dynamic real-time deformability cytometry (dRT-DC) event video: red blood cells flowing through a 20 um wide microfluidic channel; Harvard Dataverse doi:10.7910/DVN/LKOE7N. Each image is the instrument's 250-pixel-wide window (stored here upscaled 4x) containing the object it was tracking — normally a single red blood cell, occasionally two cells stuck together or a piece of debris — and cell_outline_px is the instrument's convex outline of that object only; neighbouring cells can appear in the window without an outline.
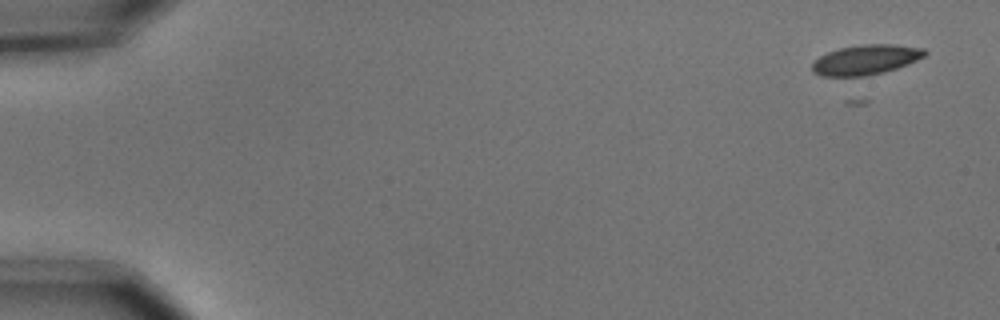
{"species": "common noctule bat (a hibernating species)", "species_latin": "Nyctalus noctula", "temperature_condition": "cold", "stored_images_in_passage": 5, "camera_frame_rate_fps": 3000, "um_per_image_px": 0.085, "animal": {"sex": "male", "body_mass_g": 15.6}, "frame": {"image": 1, "passage_image": 1, "time_ms": 0.0, "image_size_px": [1000, 320], "cell_outline_px": [[928, 52], [924, 56], [908, 64], [884, 72], [864, 76], [820, 76], [812, 72], [812, 60], [828, 52], [840, 48], [860, 44], [892, 44], [924, 48]], "centroid_in_image_um": [73.56, 5.07], "position_along_channel_um": 11.4, "area_um2": 19.71}}
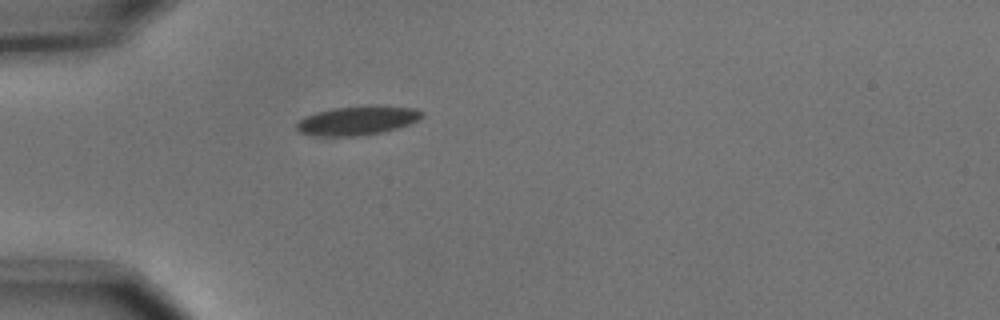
{"frame": {"image": 2, "passage_image": 5, "time_ms": 1.333, "image_size_px": [1000, 320], "cell_outline_px": [[424, 116], [408, 124], [384, 132], [360, 136], [312, 136], [300, 132], [296, 128], [296, 124], [304, 116], [316, 112], [332, 108], [368, 104], [380, 104], [416, 108], [424, 112]], "centroid_in_image_um": [30.39, 10.22], "position_along_channel_um": 54.6, "area_um2": 21.79}}